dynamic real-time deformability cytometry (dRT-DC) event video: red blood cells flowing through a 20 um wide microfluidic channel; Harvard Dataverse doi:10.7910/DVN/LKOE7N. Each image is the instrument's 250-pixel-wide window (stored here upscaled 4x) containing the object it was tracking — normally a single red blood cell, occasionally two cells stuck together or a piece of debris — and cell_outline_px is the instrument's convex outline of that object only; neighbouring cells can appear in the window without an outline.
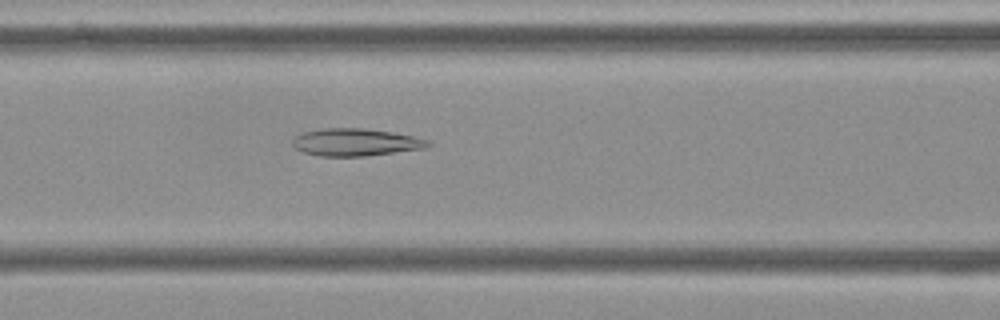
{"species": "Egyptian fruit bat (a non-hibernating species)", "species_latin": "Rousettus aegyptiacus", "temperature_condition": "cold", "stored_images_in_passage": 55, "camera_frame_rate_fps": 3000, "um_per_image_px": 0.085, "frame": {"image": 1, "passage_image": 23, "time_ms": 7.333, "image_size_px": [1000, 320], "cell_outline_px": [[432, 144], [428, 148], [364, 156], [320, 156], [304, 152], [296, 148], [292, 144], [292, 140], [296, 136], [304, 132], [320, 128], [364, 128], [392, 132], [412, 136], [428, 140]], "centroid_in_image_um": [30.24, 12.09], "position_along_channel_um": 136.4, "area_um2": 21.62}}
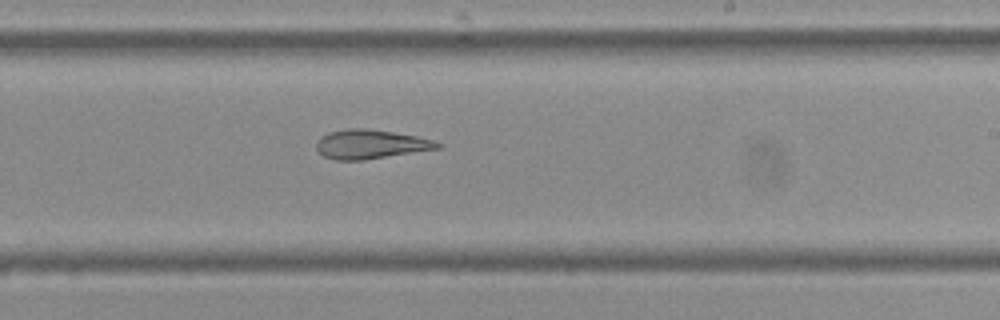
{"frame": {"image": 2, "passage_image": 33, "time_ms": 10.667, "image_size_px": [1000, 320], "cell_outline_px": [[444, 144], [440, 148], [364, 160], [336, 160], [324, 156], [316, 148], [316, 140], [320, 136], [328, 132], [348, 128], [364, 128], [392, 132], [416, 136], [432, 140]], "centroid_in_image_um": [31.47, 12.26], "position_along_channel_um": 257.5, "area_um2": 20.52}}
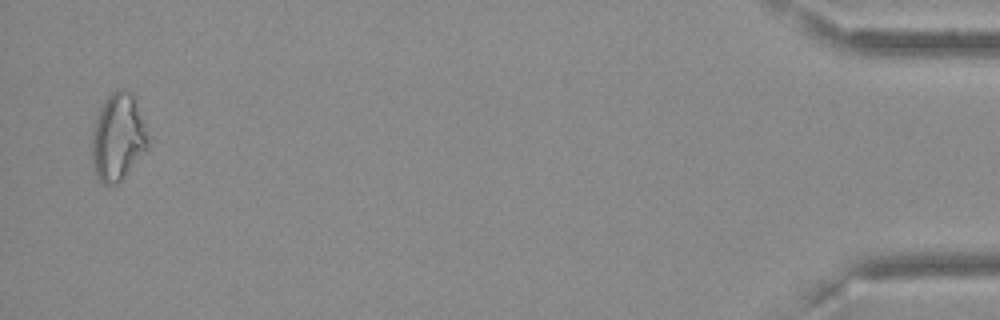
{"frame": {"image": 3, "passage_image": 54, "time_ms": 17.667, "image_size_px": [1000, 320], "cell_outline_px": [[148, 148], [124, 176], [116, 184], [104, 184], [96, 176], [92, 168], [92, 128], [100, 108], [108, 96], [112, 92], [120, 88], [128, 88], [132, 92], [136, 100], [144, 124], [148, 140]], "centroid_in_image_um": [10.01, 11.64], "position_along_channel_um": 425.2, "area_um2": 28.44}, "authors_computed_cell_mechanics": {"area_um2": 23.9292, "velocity_mm_per_s": 3.6361, "shape_relaxation_time_tau1_ms": null, "shape_relaxation_time_tau2_ms": 4.066, "deformation_change_tau1": null, "deformation_change_tau2": 0.1218}}